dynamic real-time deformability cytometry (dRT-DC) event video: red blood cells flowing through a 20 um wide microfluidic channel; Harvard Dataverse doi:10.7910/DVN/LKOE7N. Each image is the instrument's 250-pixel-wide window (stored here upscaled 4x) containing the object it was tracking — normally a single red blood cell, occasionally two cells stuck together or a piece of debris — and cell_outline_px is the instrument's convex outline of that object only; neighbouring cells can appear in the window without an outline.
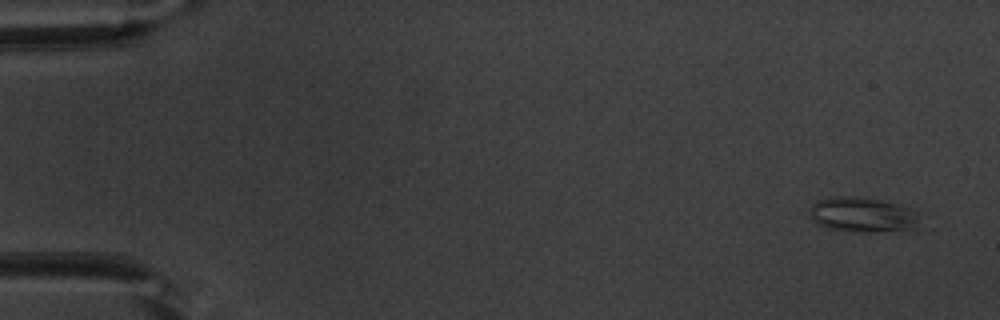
{"species": "common noctule bat (a hibernating species)", "species_latin": "Nyctalus noctula", "temperature_condition": "warm", "stored_images_in_passage": 11, "camera_frame_rate_fps": 3000, "um_per_image_px": 0.085, "animal": {"sex": "male", "body_mass_g": 20.1, "forearm_length_mm": 53.5}, "frame": {"image": 1, "passage_image": 1, "time_ms": 0.0, "image_size_px": [1000, 320], "cell_outline_px": [[924, 228], [916, 232], [848, 232], [832, 228], [820, 224], [812, 220], [808, 212], [808, 208], [816, 200], [836, 196], [856, 196], [880, 200], [896, 204], [920, 212]], "centroid_in_image_um": [73.49, 18.3], "position_along_channel_um": 11.5, "area_um2": 23.7}}